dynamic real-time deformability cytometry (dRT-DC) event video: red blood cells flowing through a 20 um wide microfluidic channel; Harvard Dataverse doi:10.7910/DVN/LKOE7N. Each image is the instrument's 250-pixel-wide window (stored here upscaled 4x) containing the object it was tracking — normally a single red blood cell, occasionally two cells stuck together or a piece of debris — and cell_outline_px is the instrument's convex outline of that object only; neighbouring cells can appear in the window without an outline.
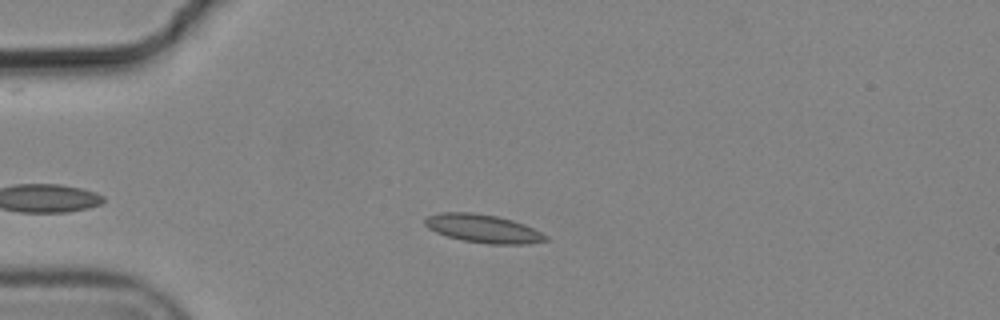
{"species": "common noctule bat (a hibernating species)", "species_latin": "Nyctalus noctula", "temperature_condition": "cold", "stored_images_in_passage": 9, "camera_frame_rate_fps": 3000, "um_per_image_px": 0.085, "animal": {"sex": "male", "body_mass_g": 19.2, "forearm_length_mm": 51.8}, "frame": {"image": 1, "passage_image": 3, "time_ms": 0.667, "image_size_px": [1000, 320], "cell_outline_px": [[548, 240], [528, 244], [488, 244], [464, 240], [448, 236], [436, 232], [428, 228], [424, 224], [424, 220], [428, 216], [440, 212], [472, 212], [496, 216], [512, 220], [524, 224], [548, 236]], "centroid_in_image_um": [41.06, 19.43], "position_along_channel_um": 43.9, "area_um2": 19.77}}
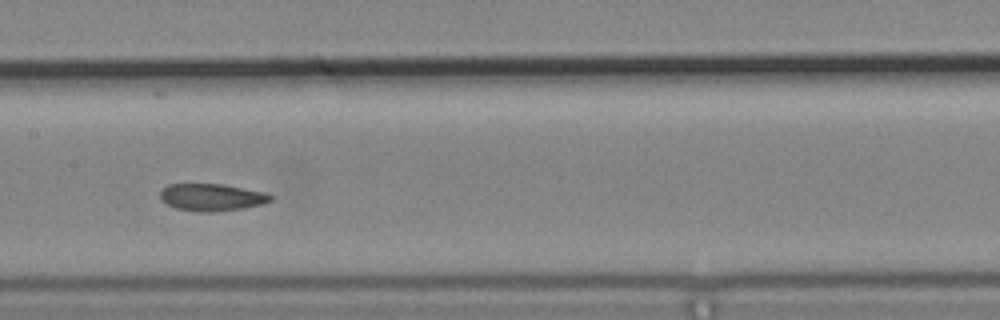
{"frame": {"image": 2, "passage_image": 7, "time_ms": 2.0, "image_size_px": [1000, 320], "cell_outline_px": [[272, 200], [264, 204], [240, 208], [212, 212], [200, 212], [176, 208], [160, 200], [160, 192], [168, 184], [224, 184], [264, 192], [272, 196]], "centroid_in_image_um": [17.99, 16.76], "position_along_channel_um": 189.4, "area_um2": 17.4}}
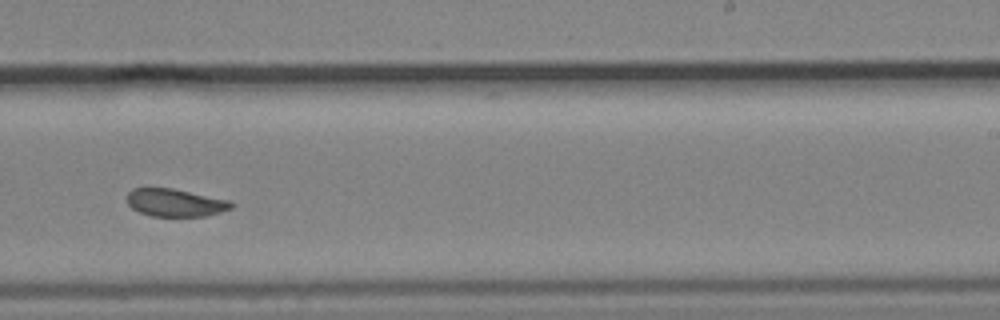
{"frame": {"image": 3, "passage_image": 9, "time_ms": 2.667, "image_size_px": [1000, 320], "cell_outline_px": [[232, 208], [220, 212], [204, 216], [152, 216], [140, 212], [132, 208], [128, 204], [128, 192], [132, 188], [172, 188], [228, 200], [232, 204]], "centroid_in_image_um": [14.87, 17.22], "position_along_channel_um": 274.1, "area_um2": 16.59}}